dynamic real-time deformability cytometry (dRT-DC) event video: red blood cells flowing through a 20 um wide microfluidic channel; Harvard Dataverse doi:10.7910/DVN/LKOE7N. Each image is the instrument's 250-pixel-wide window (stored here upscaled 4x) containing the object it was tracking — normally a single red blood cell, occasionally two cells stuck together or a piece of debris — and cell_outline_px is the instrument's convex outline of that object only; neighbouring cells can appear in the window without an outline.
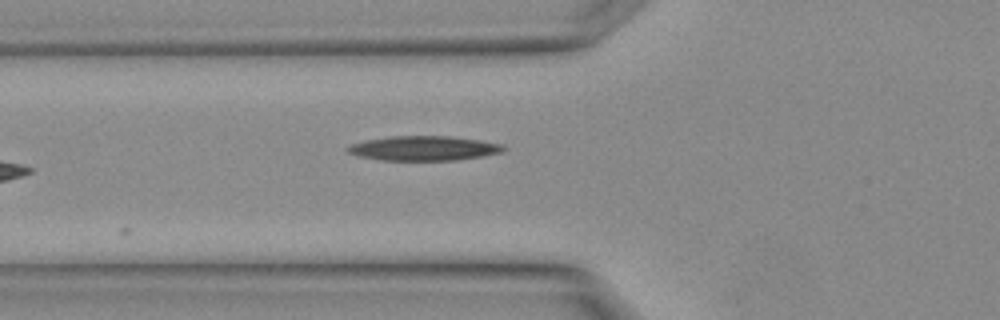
{"species": "Egyptian fruit bat (a non-hibernating species)", "species_latin": "Rousettus aegyptiacus", "temperature_condition": "warm", "stored_images_in_passage": 5, "camera_frame_rate_fps": 3000, "um_per_image_px": 0.085, "animal": {"sex": "female"}, "frame": {"image": 1, "passage_image": 5, "time_ms": 1.333, "image_size_px": [1000, 320], "cell_outline_px": [[504, 152], [484, 156], [456, 160], [380, 160], [356, 156], [348, 152], [344, 148], [348, 144], [364, 140], [392, 136], [452, 136], [480, 140], [504, 144]], "centroid_in_image_um": [35.99, 12.6], "position_along_channel_um": 89.8, "area_um2": 22.66}}